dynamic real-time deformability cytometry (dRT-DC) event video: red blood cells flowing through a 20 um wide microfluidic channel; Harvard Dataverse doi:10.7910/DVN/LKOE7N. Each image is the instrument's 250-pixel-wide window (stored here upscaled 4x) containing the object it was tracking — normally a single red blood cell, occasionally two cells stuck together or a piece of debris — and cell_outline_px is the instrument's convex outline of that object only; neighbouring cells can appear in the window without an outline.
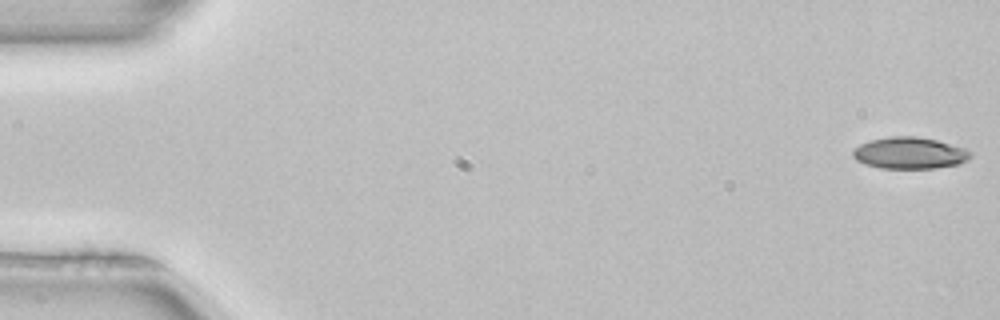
{"species": "common noctule bat (a hibernating species)", "species_latin": "Nyctalus noctula", "temperature_condition": "room temperature", "stored_images_in_passage": 52, "camera_frame_rate_fps": 3000, "um_per_image_px": 0.085, "animal": {"sex": "female", "body_mass_g": 22.7, "forearm_length_mm": 54.2}, "frame": {"image": 1, "passage_image": 1, "time_ms": 0.0, "image_size_px": [1000, 320], "cell_outline_px": [[972, 156], [968, 160], [960, 164], [936, 168], [880, 168], [864, 164], [856, 160], [852, 156], [852, 152], [860, 144], [872, 140], [892, 136], [916, 136], [936, 140], [964, 148], [972, 152]], "centroid_in_image_um": [77.34, 13.02], "position_along_channel_um": 7.7, "area_um2": 21.68}}
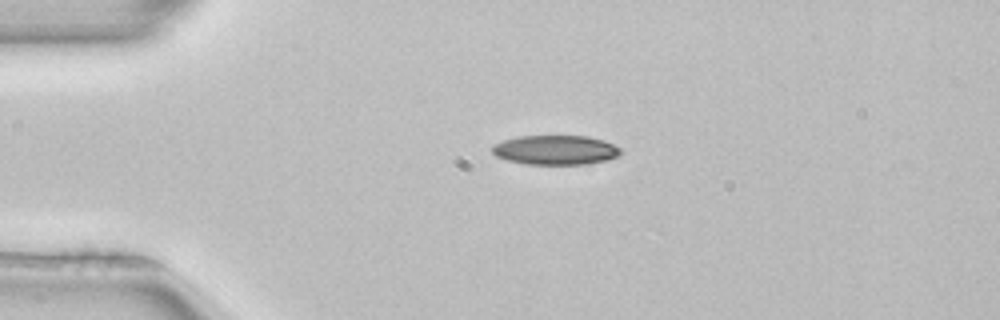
{"frame": {"image": 2, "passage_image": 12, "time_ms": 3.667, "image_size_px": [1000, 320], "cell_outline_px": [[620, 152], [616, 156], [604, 160], [584, 164], [528, 164], [508, 160], [496, 156], [492, 152], [492, 144], [504, 140], [520, 136], [588, 136], [604, 140], [620, 148]], "centroid_in_image_um": [47.18, 12.74], "position_along_channel_um": 37.8, "area_um2": 21.79}}
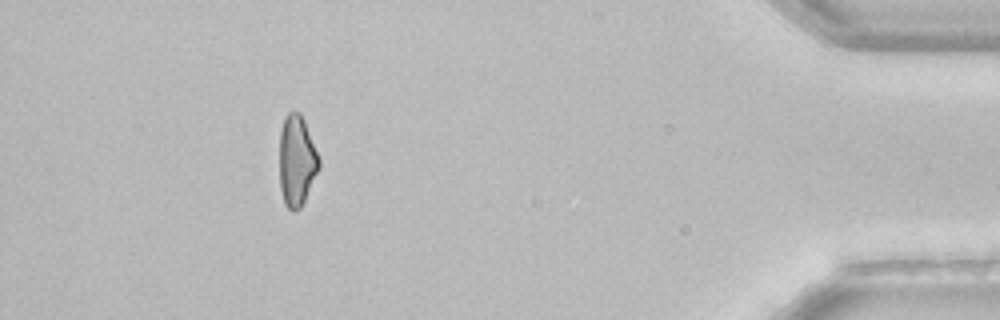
{"frame": {"image": 3, "passage_image": 47, "time_ms": 15.333, "image_size_px": [1000, 320], "cell_outline_px": [[320, 168], [300, 208], [296, 212], [292, 212], [284, 204], [280, 188], [280, 132], [284, 116], [288, 112], [300, 112], [304, 120], [320, 160]], "centroid_in_image_um": [25.21, 13.68], "position_along_channel_um": 410.0, "area_um2": 20.92}}